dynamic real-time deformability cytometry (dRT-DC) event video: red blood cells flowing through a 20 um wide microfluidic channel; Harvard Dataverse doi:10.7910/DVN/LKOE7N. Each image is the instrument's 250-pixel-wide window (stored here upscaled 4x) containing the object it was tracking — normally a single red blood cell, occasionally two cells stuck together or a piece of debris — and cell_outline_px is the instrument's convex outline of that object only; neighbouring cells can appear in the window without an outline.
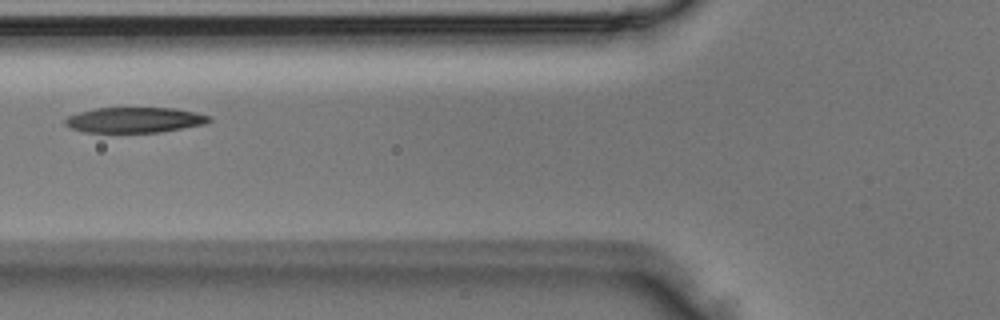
{"species": "Egyptian fruit bat (a non-hibernating species)", "species_latin": "Rousettus aegyptiacus", "temperature_condition": "room temperature", "stored_images_in_passage": 4, "camera_frame_rate_fps": 3000, "um_per_image_px": 0.085, "animal": {"sex": "male"}, "frame": {"image": 1, "passage_image": 4, "time_ms": 1.0, "image_size_px": [1000, 320], "cell_outline_px": [[212, 120], [204, 124], [160, 132], [84, 132], [72, 128], [64, 124], [64, 120], [68, 116], [80, 112], [96, 108], [176, 108], [212, 116]], "centroid_in_image_um": [11.46, 10.19], "position_along_channel_um": 114.3, "area_um2": 21.21}}